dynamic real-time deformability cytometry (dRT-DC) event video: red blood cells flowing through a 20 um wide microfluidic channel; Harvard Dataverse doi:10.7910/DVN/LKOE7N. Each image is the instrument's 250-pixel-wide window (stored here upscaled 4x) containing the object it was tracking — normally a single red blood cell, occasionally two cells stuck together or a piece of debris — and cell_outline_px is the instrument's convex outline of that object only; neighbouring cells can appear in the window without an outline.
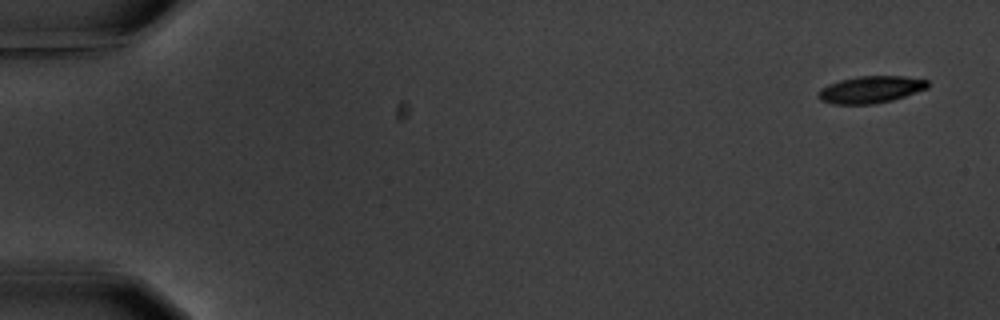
{"species": "common noctule bat (a hibernating species)", "species_latin": "Nyctalus noctula", "temperature_condition": "warm", "stored_images_in_passage": 6, "camera_frame_rate_fps": 3000, "um_per_image_px": 0.085, "animal": {"sex": "male", "body_mass_g": 20.1, "forearm_length_mm": 53.5}, "frame": {"image": 1, "passage_image": 1, "time_ms": 0.0, "image_size_px": [1000, 320], "cell_outline_px": [[928, 88], [892, 100], [872, 104], [832, 104], [820, 100], [820, 88], [828, 84], [840, 80], [856, 76], [904, 76], [928, 80]], "centroid_in_image_um": [74.01, 7.6], "position_along_channel_um": 11.0, "area_um2": 17.11}}
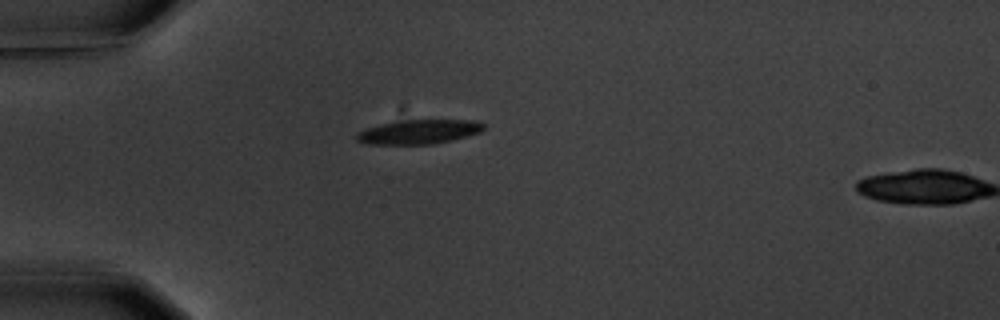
{"frame": {"image": 2, "passage_image": 5, "time_ms": 4.667, "image_size_px": [1000, 320], "cell_outline_px": [[484, 128], [480, 132], [452, 140], [432, 144], [364, 144], [356, 140], [356, 132], [364, 128], [380, 124], [408, 120], [476, 120], [484, 124]], "centroid_in_image_um": [35.56, 11.21], "position_along_channel_um": 49.4, "area_um2": 17.98}}